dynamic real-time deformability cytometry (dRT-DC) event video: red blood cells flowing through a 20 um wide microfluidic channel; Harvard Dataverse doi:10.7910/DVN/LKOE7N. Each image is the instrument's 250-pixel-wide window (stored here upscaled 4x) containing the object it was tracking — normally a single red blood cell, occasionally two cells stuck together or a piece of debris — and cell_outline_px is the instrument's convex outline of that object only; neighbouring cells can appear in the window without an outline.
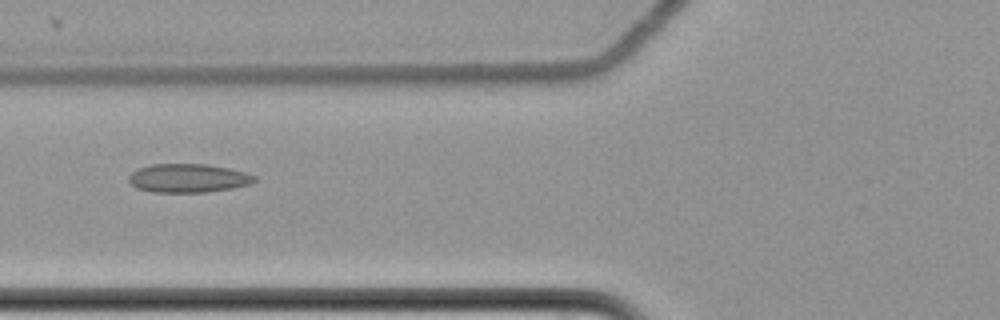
{"species": "common noctule bat (a hibernating species)", "species_latin": "Nyctalus noctula", "temperature_condition": "cold", "stored_images_in_passage": 8, "camera_frame_rate_fps": 3000, "um_per_image_px": 0.085, "animal": {"sex": "female", "body_mass_g": 22.7, "forearm_length_mm": 54.2}, "frame": {"image": 1, "passage_image": 8, "time_ms": 2.333, "image_size_px": [1000, 320], "cell_outline_px": [[256, 180], [252, 184], [232, 188], [208, 192], [152, 192], [136, 188], [128, 180], [128, 176], [132, 172], [140, 168], [152, 164], [208, 164], [228, 168], [244, 172], [256, 176]], "centroid_in_image_um": [16.0, 15.14], "position_along_channel_um": 109.8, "area_um2": 21.04}}